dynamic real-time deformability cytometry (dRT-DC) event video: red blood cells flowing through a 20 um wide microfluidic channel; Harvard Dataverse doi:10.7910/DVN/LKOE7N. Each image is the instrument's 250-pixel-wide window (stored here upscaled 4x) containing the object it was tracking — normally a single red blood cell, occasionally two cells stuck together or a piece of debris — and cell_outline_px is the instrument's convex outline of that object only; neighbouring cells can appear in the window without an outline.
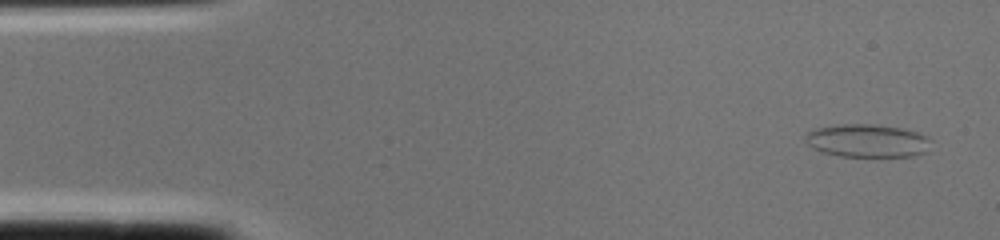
{"species": "common noctule bat (a hibernating species)", "species_latin": "Nyctalus noctula", "temperature_condition": "cold", "stored_images_in_passage": 3, "camera_frame_rate_fps": 3000, "um_per_image_px": 0.085, "animal": {"sex": "female", "body_mass_g": 22.0, "forearm_length_mm": 56.7}, "frame": {"image": 1, "passage_image": 1, "time_ms": 0.0, "image_size_px": [1000, 240], "cell_outline_px": [[932, 140], [924, 152], [912, 156], [840, 156], [820, 152], [812, 148], [804, 140], [804, 136], [808, 132], [816, 128], [840, 124], [872, 124], [900, 128], [916, 132], [928, 136]], "centroid_in_image_um": [73.68, 11.96], "position_along_channel_um": 11.3, "area_um2": 24.16}}